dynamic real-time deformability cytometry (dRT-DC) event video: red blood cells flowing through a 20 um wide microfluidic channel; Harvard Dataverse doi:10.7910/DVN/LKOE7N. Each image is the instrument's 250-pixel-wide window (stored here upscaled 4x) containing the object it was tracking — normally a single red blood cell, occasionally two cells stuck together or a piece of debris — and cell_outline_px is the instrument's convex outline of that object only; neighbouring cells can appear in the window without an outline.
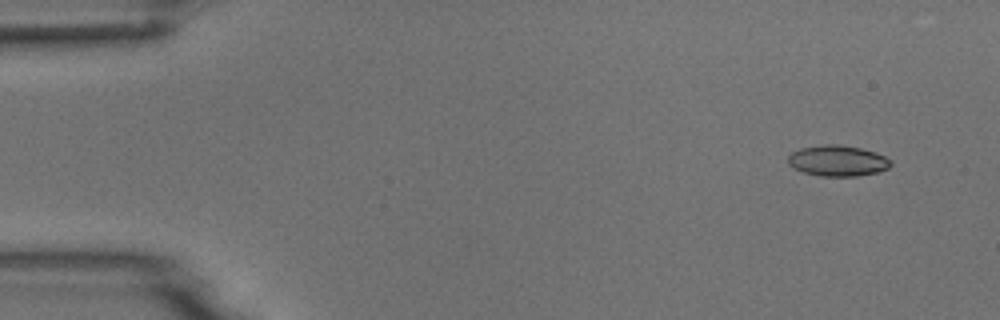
{"species": "common noctule bat (a hibernating species)", "species_latin": "Nyctalus noctula", "temperature_condition": "room temperature", "stored_images_in_passage": 6, "camera_frame_rate_fps": 3000, "um_per_image_px": 0.085, "animal": {"sex": "male", "body_mass_g": 18.8}, "frame": {"image": 1, "passage_image": 1, "time_ms": 0.0, "image_size_px": [1000, 320], "cell_outline_px": [[892, 164], [888, 168], [876, 172], [856, 176], [820, 176], [804, 172], [792, 168], [788, 164], [788, 156], [792, 152], [800, 148], [824, 144], [840, 144], [860, 148], [876, 152], [892, 160]], "centroid_in_image_um": [71.19, 13.66], "position_along_channel_um": 13.8, "area_um2": 18.55}}
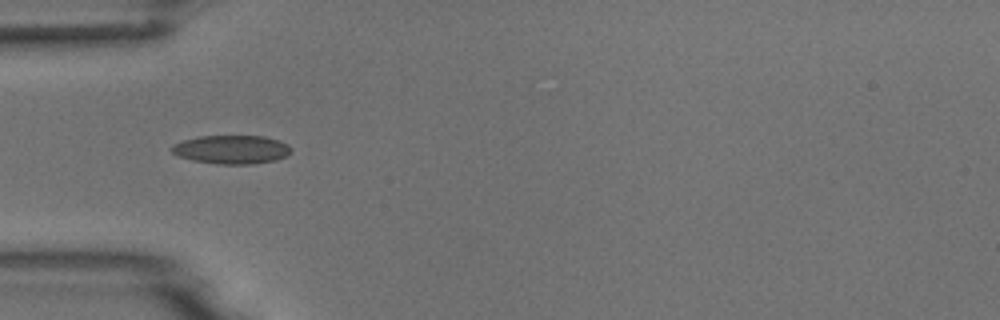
{"frame": {"image": 2, "passage_image": 4, "time_ms": 4.333, "image_size_px": [1000, 320], "cell_outline_px": [[292, 148], [284, 156], [276, 160], [252, 164], [216, 164], [192, 160], [180, 156], [172, 152], [168, 148], [172, 144], [184, 140], [200, 136], [264, 136], [280, 140], [288, 144]], "centroid_in_image_um": [19.66, 12.7], "position_along_channel_um": 65.3, "area_um2": 19.94}}